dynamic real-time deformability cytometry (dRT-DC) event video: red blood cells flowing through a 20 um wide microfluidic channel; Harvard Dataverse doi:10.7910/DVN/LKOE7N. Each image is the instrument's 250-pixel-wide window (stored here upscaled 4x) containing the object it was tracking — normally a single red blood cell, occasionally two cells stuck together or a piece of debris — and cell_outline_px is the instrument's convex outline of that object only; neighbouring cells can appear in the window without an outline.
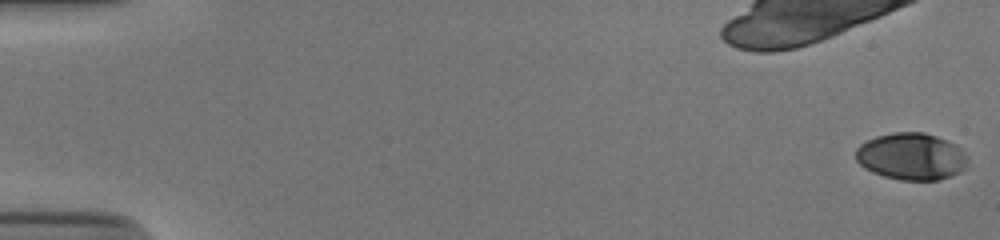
{"species": "human", "species_latin": "Homo sapiens", "temperature_condition": "cold", "stored_images_in_passage": 54, "camera_frame_rate_fps": 3000, "um_per_image_px": 0.085, "donor": {"sex": "male"}, "frame": {"image": 1, "passage_image": 1, "time_ms": 0.0, "image_size_px": [1000, 240], "cell_outline_px": [[968, 168], [960, 172], [936, 180], [900, 180], [884, 176], [872, 172], [864, 168], [856, 160], [856, 148], [860, 144], [876, 136], [892, 132], [924, 132], [936, 136], [956, 144], [968, 156]], "centroid_in_image_um": [77.48, 13.29], "position_along_channel_um": 7.5, "area_um2": 30.87}}
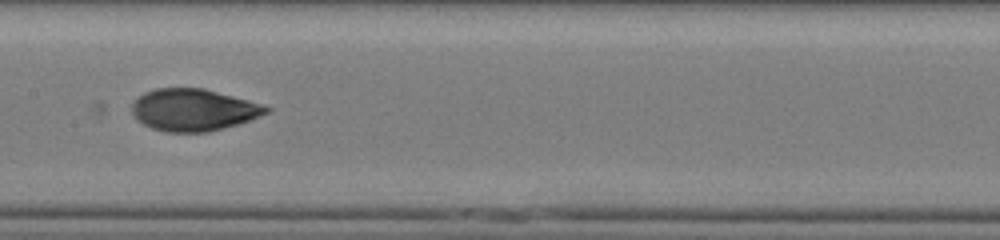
{"frame": {"image": 2, "passage_image": 29, "time_ms": 9.333, "image_size_px": [1000, 240], "cell_outline_px": [[272, 108], [268, 112], [260, 116], [224, 128], [208, 132], [168, 132], [152, 128], [136, 120], [132, 112], [132, 104], [144, 92], [156, 88], [204, 88], [248, 100]], "centroid_in_image_um": [16.43, 9.34], "position_along_channel_um": 191.0, "area_um2": 32.66}}
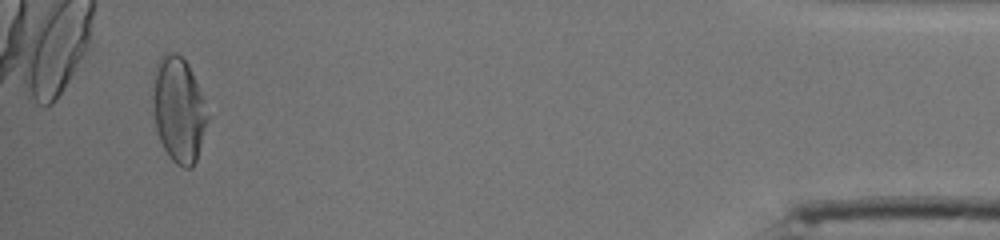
{"frame": {"image": 3, "passage_image": 52, "time_ms": 17.0, "image_size_px": [1000, 240], "cell_outline_px": [[208, 116], [196, 160], [192, 168], [184, 168], [176, 164], [168, 156], [160, 140], [156, 128], [152, 96], [156, 64], [160, 56], [168, 52], [176, 52], [188, 64], [204, 100], [208, 112]], "centroid_in_image_um": [15.17, 9.32], "position_along_channel_um": 420.0, "area_um2": 33.18}, "authors_computed_cell_mechanics": {"area_um2": 32.368, "velocity_mm_per_s": 3.8779, "shape_relaxation_time_tau1_ms": 4.4971, "shape_relaxation_time_tau2_ms": 1.0931, "deformation_change_tau1": 0.1794, "deformation_change_tau2": 0.0511}}